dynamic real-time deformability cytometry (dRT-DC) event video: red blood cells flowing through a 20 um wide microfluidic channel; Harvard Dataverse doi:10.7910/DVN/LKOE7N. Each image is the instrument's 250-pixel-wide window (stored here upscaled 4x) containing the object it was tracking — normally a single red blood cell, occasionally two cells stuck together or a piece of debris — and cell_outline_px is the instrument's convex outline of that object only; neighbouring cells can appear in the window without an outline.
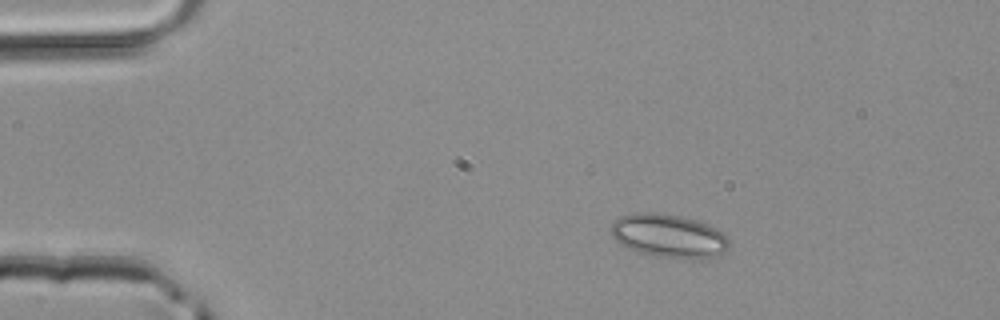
{"species": "common noctule bat (a hibernating species)", "species_latin": "Nyctalus noctula", "temperature_condition": "room temperature", "stored_images_in_passage": 2, "camera_frame_rate_fps": 3000, "um_per_image_px": 0.085, "animal": {"sex": "male", "body_mass_g": 20.4}, "frame": {"image": 1, "passage_image": 1, "time_ms": 0.0, "image_size_px": [1000, 320], "cell_outline_px": [[728, 248], [724, 252], [716, 256], [656, 256], [640, 252], [628, 248], [620, 244], [612, 236], [612, 224], [620, 216], [636, 212], [656, 212], [680, 216], [696, 220], [708, 224], [716, 228], [728, 240]], "centroid_in_image_um": [56.79, 20.0], "position_along_channel_um": 28.2, "area_um2": 29.02}}